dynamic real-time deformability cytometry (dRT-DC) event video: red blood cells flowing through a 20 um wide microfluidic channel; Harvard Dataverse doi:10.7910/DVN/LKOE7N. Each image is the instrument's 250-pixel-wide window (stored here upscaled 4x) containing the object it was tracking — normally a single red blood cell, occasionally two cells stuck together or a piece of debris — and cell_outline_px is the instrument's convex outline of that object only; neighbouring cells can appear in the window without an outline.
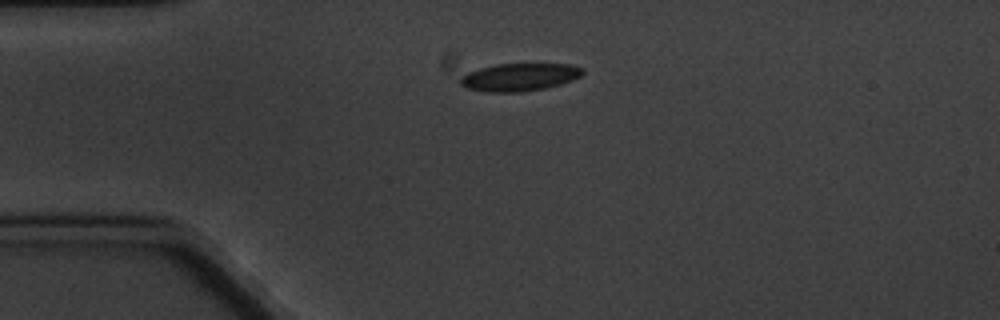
{"species": "common noctule bat (a hibernating species)", "species_latin": "Nyctalus noctula", "temperature_condition": "cold", "stored_images_in_passage": 2, "camera_frame_rate_fps": 3000, "um_per_image_px": 0.085, "animal": {"sex": "male", "body_mass_g": 20.1, "forearm_length_mm": 53.5}, "frame": {"image": 1, "passage_image": 1, "time_ms": 0.0, "image_size_px": [1000, 320], "cell_outline_px": [[584, 72], [580, 76], [572, 80], [560, 84], [544, 88], [520, 92], [484, 92], [468, 88], [460, 84], [460, 76], [468, 72], [480, 68], [496, 64], [568, 64], [580, 68]], "centroid_in_image_um": [44.11, 6.56], "position_along_channel_um": 40.9, "area_um2": 19.59}}